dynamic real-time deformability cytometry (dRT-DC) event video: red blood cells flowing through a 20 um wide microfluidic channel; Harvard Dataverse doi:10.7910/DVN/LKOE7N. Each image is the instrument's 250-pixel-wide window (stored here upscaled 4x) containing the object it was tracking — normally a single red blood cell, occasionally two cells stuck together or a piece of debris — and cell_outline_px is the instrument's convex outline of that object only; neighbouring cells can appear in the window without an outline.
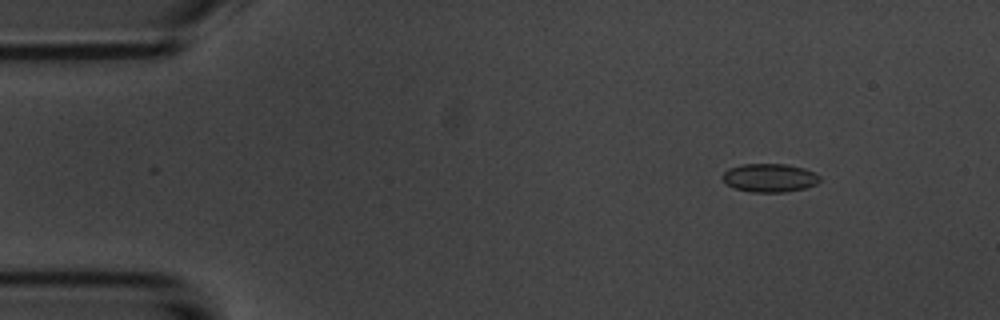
{"species": "common noctule bat (a hibernating species)", "species_latin": "Nyctalus noctula", "temperature_condition": "room temperature", "stored_images_in_passage": 6, "camera_frame_rate_fps": 3000, "um_per_image_px": 0.085, "animal": {"sex": "male", "body_mass_g": 20.1, "forearm_length_mm": 53.5}, "frame": {"image": 1, "passage_image": 2, "time_ms": 1.667, "image_size_px": [1000, 320], "cell_outline_px": [[820, 180], [816, 184], [804, 188], [784, 192], [752, 192], [732, 188], [724, 184], [720, 176], [728, 168], [740, 164], [788, 164], [804, 168], [820, 176]], "centroid_in_image_um": [65.34, 15.11], "position_along_channel_um": 19.7, "area_um2": 16.36}}
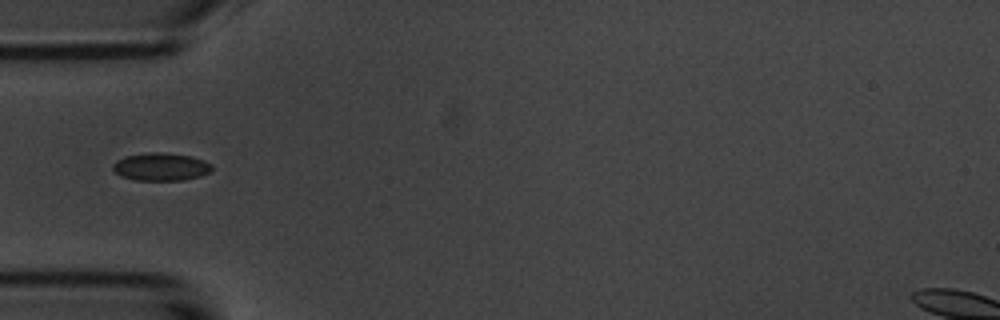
{"frame": {"image": 2, "passage_image": 5, "time_ms": 5.333, "image_size_px": [1000, 320], "cell_outline_px": [[212, 172], [200, 176], [184, 180], [136, 180], [120, 176], [112, 168], [112, 164], [116, 160], [124, 156], [148, 152], [160, 152], [192, 156], [204, 160], [212, 164]], "centroid_in_image_um": [13.68, 14.17], "position_along_channel_um": 71.3, "area_um2": 16.24}}